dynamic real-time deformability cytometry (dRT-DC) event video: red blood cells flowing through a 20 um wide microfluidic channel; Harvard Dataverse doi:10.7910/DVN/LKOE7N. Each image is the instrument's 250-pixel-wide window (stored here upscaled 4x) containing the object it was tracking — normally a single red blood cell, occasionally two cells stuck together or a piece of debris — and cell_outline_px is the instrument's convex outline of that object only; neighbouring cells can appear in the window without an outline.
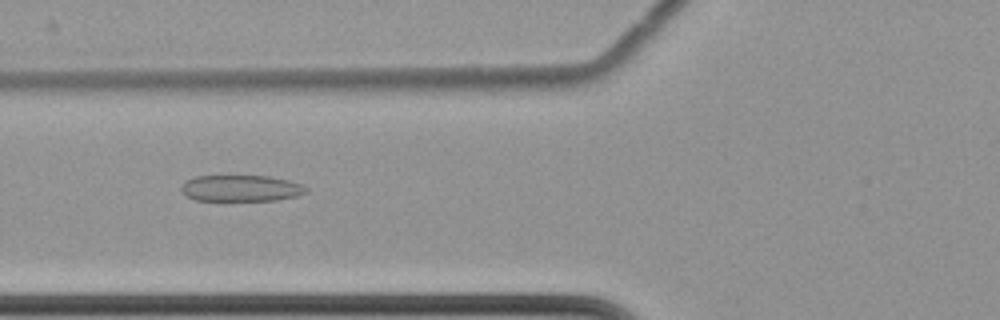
{"species": "common noctule bat (a hibernating species)", "species_latin": "Nyctalus noctula", "temperature_condition": "cold", "stored_images_in_passage": 61, "camera_frame_rate_fps": 3000, "um_per_image_px": 0.085, "animal": {"sex": "female", "body_mass_g": 22.7, "forearm_length_mm": 54.2}, "frame": {"image": 1, "passage_image": 25, "time_ms": 8.0, "image_size_px": [1000, 320], "cell_outline_px": [[308, 192], [296, 196], [276, 200], [196, 200], [184, 196], [180, 188], [188, 180], [196, 176], [272, 176], [288, 180], [300, 184], [308, 188]], "centroid_in_image_um": [20.49, 16.0], "position_along_channel_um": 105.3, "area_um2": 19.07}}
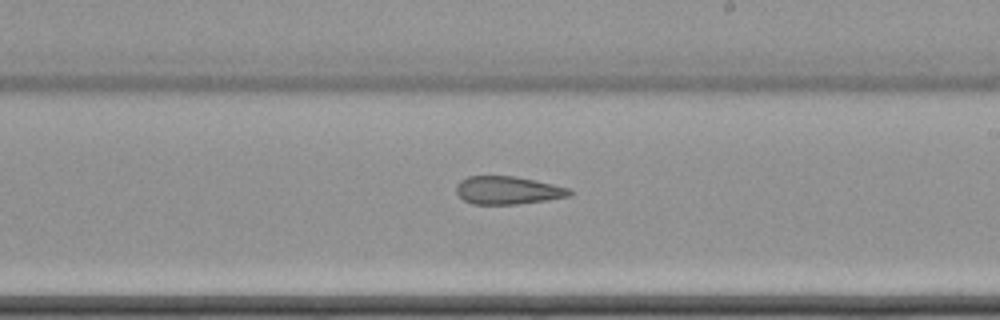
{"frame": {"image": 2, "passage_image": 37, "time_ms": 12.0, "image_size_px": [1000, 320], "cell_outline_px": [[572, 196], [548, 200], [516, 204], [472, 204], [464, 200], [456, 192], [456, 184], [460, 180], [468, 176], [516, 176], [572, 188]], "centroid_in_image_um": [43.19, 16.17], "position_along_channel_um": 245.8, "area_um2": 18.67}}
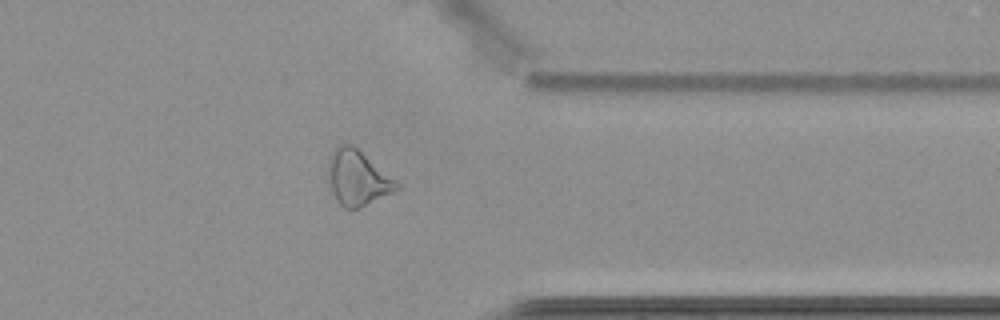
{"frame": {"image": 3, "passage_image": 49, "time_ms": 16.0, "image_size_px": [1000, 320], "cell_outline_px": [[400, 188], [392, 192], [356, 208], [344, 208], [336, 200], [332, 192], [328, 168], [328, 164], [332, 152], [340, 144], [352, 144], [396, 180], [400, 184]], "centroid_in_image_um": [30.39, 15.11], "position_along_channel_um": 381.0, "area_um2": 21.33}, "authors_computed_cell_mechanics": {"area_um2": 24.0448, "velocity_mm_per_s": 3.5122, "shape_relaxation_time_tau1_ms": null, "shape_relaxation_time_tau2_ms": 6.8226, "deformation_change_tau1": null, "deformation_change_tau2": 0.192}}